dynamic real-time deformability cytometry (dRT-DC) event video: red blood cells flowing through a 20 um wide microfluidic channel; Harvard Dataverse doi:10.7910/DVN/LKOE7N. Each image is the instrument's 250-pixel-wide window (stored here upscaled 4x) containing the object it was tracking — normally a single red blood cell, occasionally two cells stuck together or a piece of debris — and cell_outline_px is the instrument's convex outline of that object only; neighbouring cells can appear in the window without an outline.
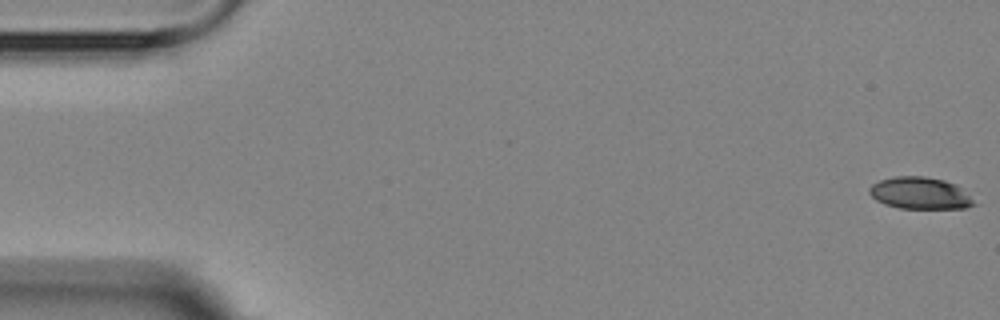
{"species": "Egyptian fruit bat (a non-hibernating species)", "species_latin": "Rousettus aegyptiacus", "temperature_condition": "room temperature", "stored_images_in_passage": 5, "segment_of_instrument_passage": [1, 2], "camera_frame_rate_fps": 3000, "um_per_image_px": 0.085, "animal": {"sex": "female"}, "frame": {"image": 1, "passage_image": 1, "time_ms": 0.0, "image_size_px": [1000, 320], "cell_outline_px": [[976, 204], [964, 208], [900, 208], [884, 204], [876, 200], [868, 192], [868, 188], [872, 184], [880, 180], [896, 176], [924, 176], [944, 180], [956, 184]], "centroid_in_image_um": [78.15, 16.41], "position_along_channel_um": 6.9, "area_um2": 19.25}}
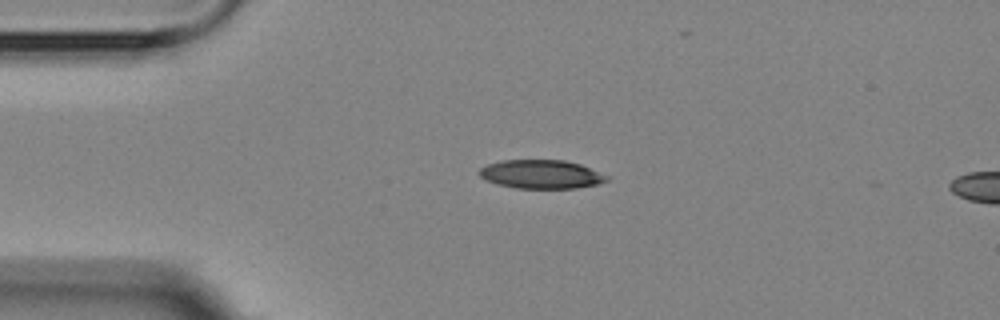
{"frame": {"image": 2, "passage_image": 4, "time_ms": 4.0, "image_size_px": [1000, 320], "cell_outline_px": [[608, 180], [596, 184], [576, 188], [516, 188], [496, 184], [480, 176], [476, 172], [480, 168], [488, 164], [504, 160], [564, 160], [580, 164], [608, 176]], "centroid_in_image_um": [45.97, 14.81], "position_along_channel_um": 39.0, "area_um2": 21.15}}